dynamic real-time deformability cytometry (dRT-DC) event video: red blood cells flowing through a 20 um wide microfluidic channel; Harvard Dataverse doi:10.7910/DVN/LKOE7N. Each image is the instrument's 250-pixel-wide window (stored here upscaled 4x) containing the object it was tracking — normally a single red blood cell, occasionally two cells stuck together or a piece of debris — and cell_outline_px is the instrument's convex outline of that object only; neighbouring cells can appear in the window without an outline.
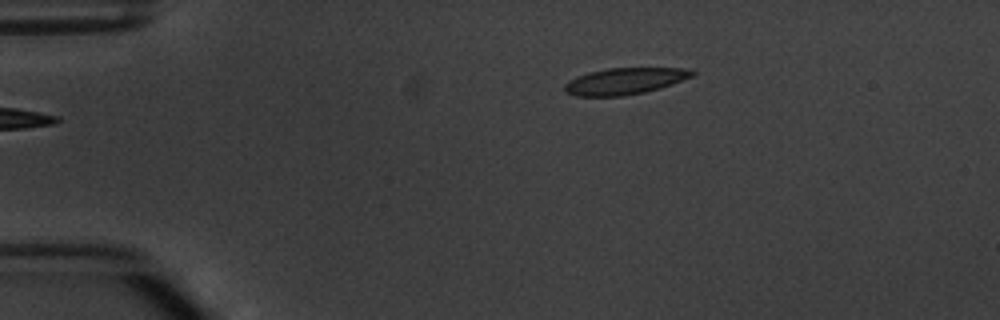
{"species": "common noctule bat (a hibernating species)", "species_latin": "Nyctalus noctula", "temperature_condition": "warm", "stored_images_in_passage": 3, "camera_frame_rate_fps": 3000, "um_per_image_px": 0.085, "animal": {"sex": "male", "body_mass_g": 20.1, "forearm_length_mm": 53.5}, "frame": {"image": 1, "passage_image": 3, "time_ms": 3.333, "image_size_px": [1000, 320], "cell_outline_px": [[696, 72], [692, 76], [672, 84], [660, 88], [644, 92], [624, 96], [576, 96], [564, 92], [564, 84], [568, 80], [576, 76], [588, 72], [608, 68], [688, 68]], "centroid_in_image_um": [53.06, 6.89], "position_along_channel_um": 31.9, "area_um2": 19.83}}